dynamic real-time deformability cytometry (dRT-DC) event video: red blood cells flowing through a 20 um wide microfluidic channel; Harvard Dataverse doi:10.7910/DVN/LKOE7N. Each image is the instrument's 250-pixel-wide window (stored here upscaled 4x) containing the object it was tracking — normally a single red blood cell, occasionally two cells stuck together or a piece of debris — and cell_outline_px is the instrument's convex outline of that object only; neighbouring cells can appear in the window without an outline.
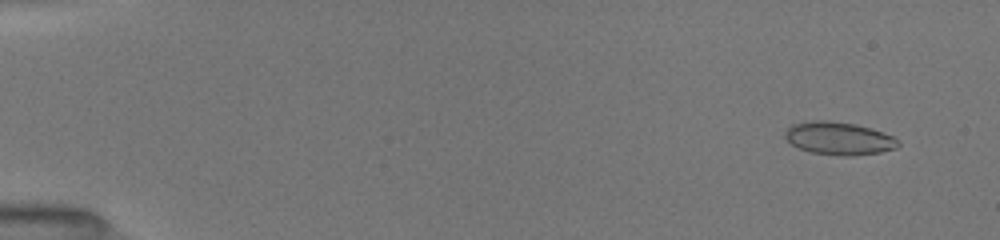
{"species": "common noctule bat (a hibernating species)", "species_latin": "Nyctalus noctula", "temperature_condition": "room temperature", "stored_images_in_passage": 41, "camera_frame_rate_fps": 3000, "um_per_image_px": 0.085, "animal": {"sex": "female", "body_mass_g": 19.5, "forearm_length_mm": 54.1}, "frame": {"image": 1, "passage_image": 6, "time_ms": 1.0, "image_size_px": [1000, 240], "cell_outline_px": [[900, 144], [896, 148], [880, 152], [852, 156], [844, 156], [812, 152], [800, 148], [792, 144], [784, 136], [784, 132], [792, 124], [812, 120], [828, 120], [856, 124], [892, 136], [900, 140]], "centroid_in_image_um": [71.3, 11.76], "position_along_channel_um": 13.7, "area_um2": 21.5}}
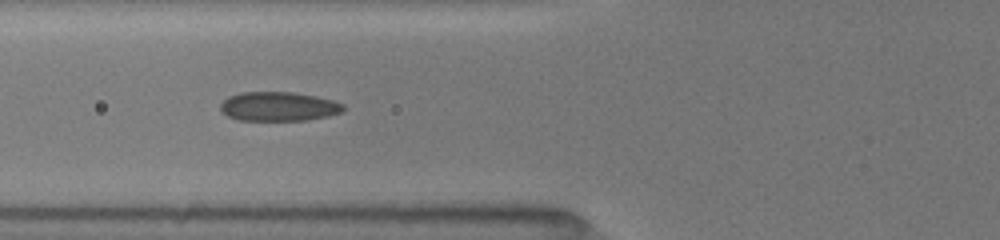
{"frame": {"image": 2, "passage_image": 31, "time_ms": 6.667, "image_size_px": [1000, 240], "cell_outline_px": [[344, 108], [340, 112], [328, 116], [308, 120], [236, 120], [220, 112], [220, 104], [228, 96], [240, 92], [292, 92], [316, 96], [332, 100], [344, 104]], "centroid_in_image_um": [23.64, 9.05], "position_along_channel_um": 102.2, "area_um2": 20.98}}
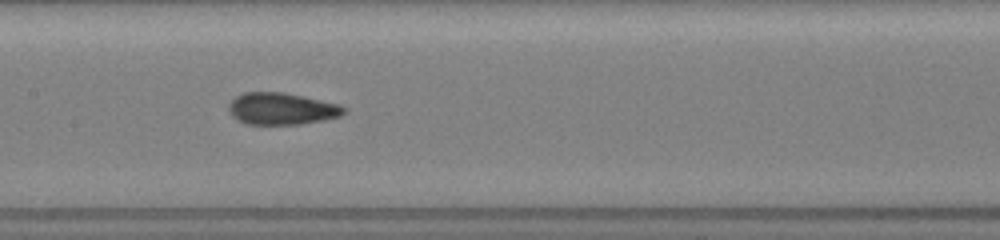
{"frame": {"image": 3, "passage_image": 40, "time_ms": 8.667, "image_size_px": [1000, 240], "cell_outline_px": [[348, 108], [340, 116], [300, 124], [248, 124], [232, 116], [228, 108], [228, 104], [236, 96], [244, 92], [284, 92], [340, 104]], "centroid_in_image_um": [23.94, 9.23], "position_along_channel_um": 183.5, "area_um2": 21.27}}